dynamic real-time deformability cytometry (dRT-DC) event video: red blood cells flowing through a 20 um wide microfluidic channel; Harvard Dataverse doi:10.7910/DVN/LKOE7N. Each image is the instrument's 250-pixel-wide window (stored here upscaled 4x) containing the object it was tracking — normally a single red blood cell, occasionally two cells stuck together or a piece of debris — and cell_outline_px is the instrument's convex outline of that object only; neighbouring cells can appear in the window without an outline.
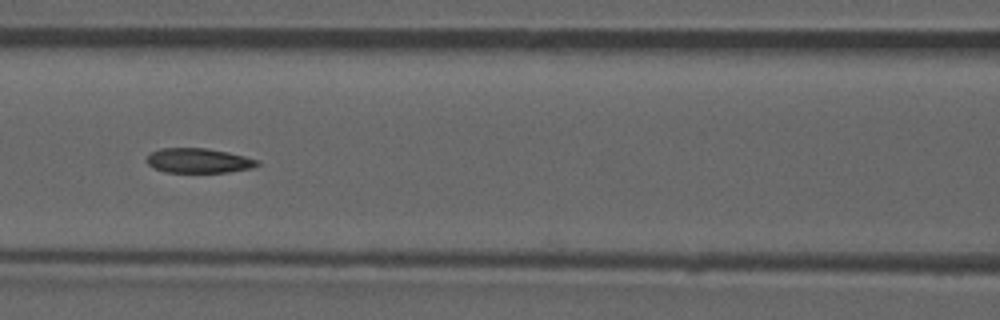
{"species": "common noctule bat (a hibernating species)", "species_latin": "Nyctalus noctula", "temperature_condition": "room temperature", "stored_images_in_passage": 9, "camera_frame_rate_fps": 3000, "um_per_image_px": 0.085, "animal": {"sex": "male", "forearm_length_mm": 52.5}, "frame": {"image": 1, "passage_image": 6, "time_ms": 5.667, "image_size_px": [1000, 320], "cell_outline_px": [[260, 164], [252, 168], [228, 172], [164, 172], [148, 164], [144, 160], [152, 152], [160, 148], [208, 148], [228, 152], [260, 160]], "centroid_in_image_um": [16.89, 13.65], "position_along_channel_um": 149.7, "area_um2": 15.95}}